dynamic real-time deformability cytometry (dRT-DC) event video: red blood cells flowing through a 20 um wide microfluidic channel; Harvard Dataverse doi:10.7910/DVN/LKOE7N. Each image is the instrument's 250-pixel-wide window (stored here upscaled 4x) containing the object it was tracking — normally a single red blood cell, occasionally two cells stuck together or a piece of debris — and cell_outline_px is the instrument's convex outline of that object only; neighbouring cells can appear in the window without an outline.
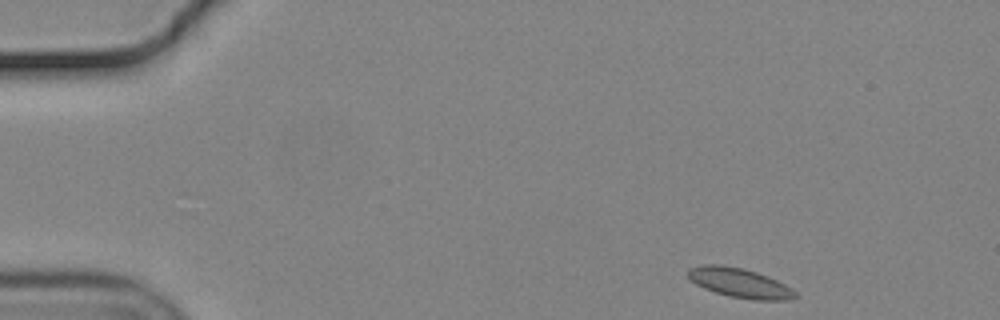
{"species": "common noctule bat (a hibernating species)", "species_latin": "Nyctalus noctula", "temperature_condition": "cold", "stored_images_in_passage": 50, "camera_frame_rate_fps": 3000, "um_per_image_px": 0.085, "animal": {"sex": "male", "body_mass_g": 19.2, "forearm_length_mm": 51.8}, "frame": {"image": 1, "passage_image": 1, "time_ms": 0.0, "image_size_px": [1000, 320], "cell_outline_px": [[796, 296], [788, 300], [752, 300], [728, 296], [704, 288], [688, 280], [688, 268], [700, 264], [720, 264], [744, 268], [768, 276], [792, 288], [796, 292]], "centroid_in_image_um": [62.83, 24.03], "position_along_channel_um": 22.2, "area_um2": 18.61}}
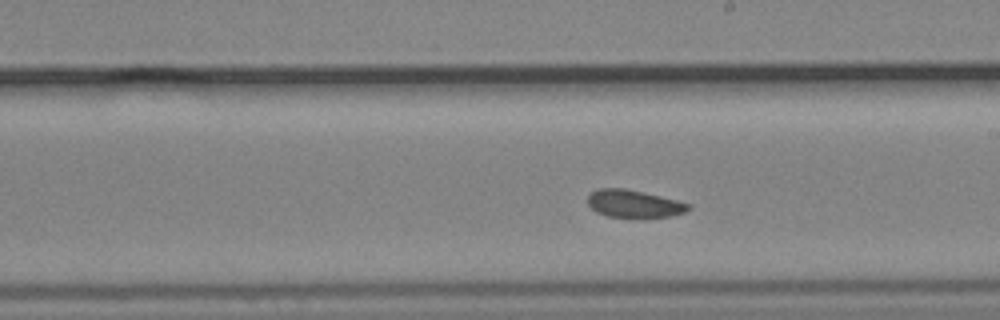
{"frame": {"image": 2, "passage_image": 26, "time_ms": 8.333, "image_size_px": [1000, 320], "cell_outline_px": [[692, 208], [684, 212], [672, 216], [608, 216], [596, 212], [588, 204], [588, 196], [592, 192], [600, 188], [624, 188], [644, 192], [692, 204]], "centroid_in_image_um": [53.9, 17.3], "position_along_channel_um": 235.1, "area_um2": 15.84}}
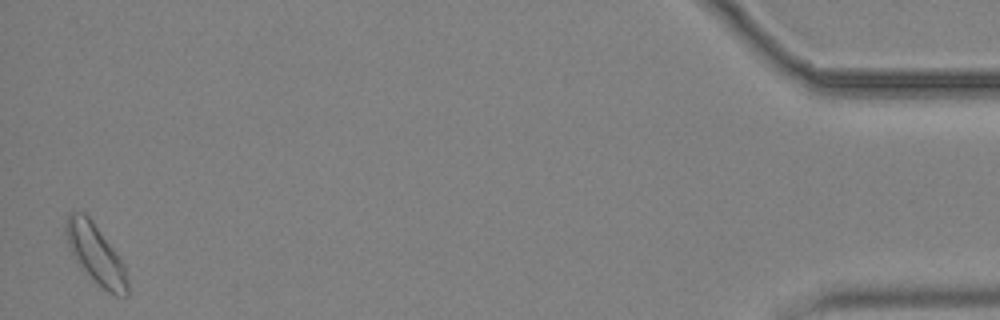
{"frame": {"image": 3, "passage_image": 49, "time_ms": 16.0, "image_size_px": [1000, 320], "cell_outline_px": [[128, 296], [116, 296], [108, 292], [84, 272], [72, 256], [64, 232], [64, 228], [68, 212], [84, 212], [92, 220], [124, 264], [128, 284]], "centroid_in_image_um": [8.1, 21.59], "position_along_channel_um": 427.1, "area_um2": 21.33}, "authors_computed_cell_mechanics": {"area_um2": 17.1088, "velocity_mm_per_s": 3.6677, "shape_relaxation_time_tau1_ms": null, "shape_relaxation_time_tau2_ms": 3.8273, "deformation_change_tau1": null, "deformation_change_tau2": 0.0768}}